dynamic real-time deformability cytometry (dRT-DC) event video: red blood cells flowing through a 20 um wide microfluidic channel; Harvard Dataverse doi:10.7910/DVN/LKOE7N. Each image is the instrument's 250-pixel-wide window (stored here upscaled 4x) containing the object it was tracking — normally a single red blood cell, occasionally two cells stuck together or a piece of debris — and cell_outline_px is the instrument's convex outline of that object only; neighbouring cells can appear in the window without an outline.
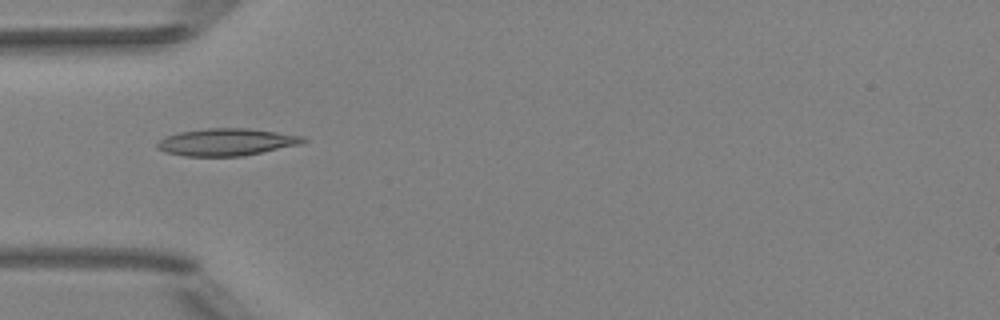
{"species": "Egyptian fruit bat (a non-hibernating species)", "species_latin": "Rousettus aegyptiacus", "temperature_condition": "room temperature", "stored_images_in_passage": 38, "camera_frame_rate_fps": 3000, "um_per_image_px": 0.085, "animal": {"sex": "female"}, "frame": {"image": 1, "passage_image": 3, "time_ms": 0.667, "image_size_px": [1000, 320], "cell_outline_px": [[308, 140], [300, 144], [240, 156], [184, 156], [164, 152], [156, 148], [156, 144], [164, 136], [180, 132], [208, 128], [248, 128], [304, 136]], "centroid_in_image_um": [19.21, 12.07], "position_along_channel_um": 65.8, "area_um2": 23.0}}
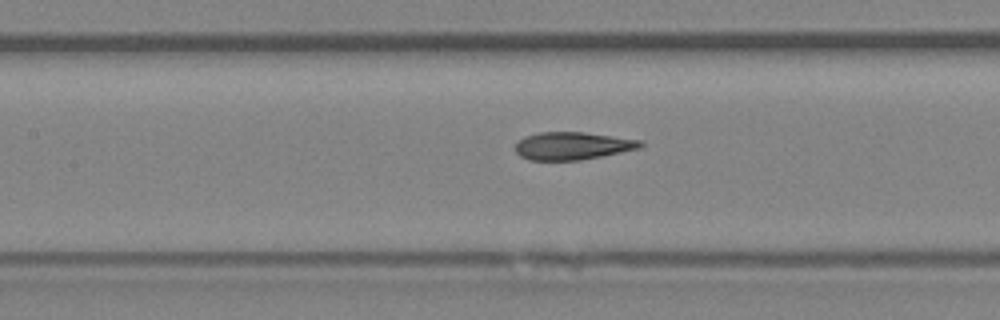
{"frame": {"image": 2, "passage_image": 10, "time_ms": 3.0, "image_size_px": [1000, 320], "cell_outline_px": [[644, 144], [640, 148], [580, 160], [528, 160], [520, 156], [516, 152], [516, 144], [524, 136], [540, 132], [584, 132], [644, 140]], "centroid_in_image_um": [48.68, 12.39], "position_along_channel_um": 158.7, "area_um2": 20.17}}
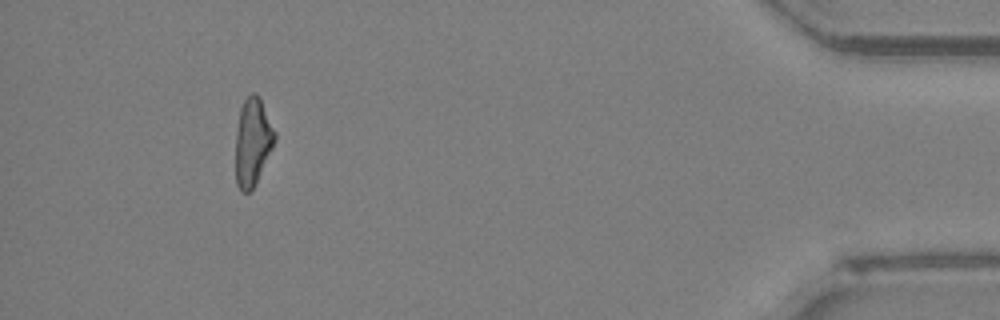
{"frame": {"image": 3, "passage_image": 34, "time_ms": 11.0, "image_size_px": [1000, 320], "cell_outline_px": [[276, 140], [252, 188], [248, 192], [240, 192], [236, 184], [236, 128], [240, 108], [244, 100], [252, 92], [256, 92], [260, 96], [276, 132]], "centroid_in_image_um": [21.47, 12.0], "position_along_channel_um": 413.7, "area_um2": 19.94}, "authors_computed_cell_mechanics": {"area_um2": 20.4034, "velocity_mm_per_s": 4.009, "shape_relaxation_time_tau1_ms": 5.8763, "shape_relaxation_time_tau2_ms": 1.7219, "deformation_change_tau1": 0.1991, "deformation_change_tau2": 0.1048}}